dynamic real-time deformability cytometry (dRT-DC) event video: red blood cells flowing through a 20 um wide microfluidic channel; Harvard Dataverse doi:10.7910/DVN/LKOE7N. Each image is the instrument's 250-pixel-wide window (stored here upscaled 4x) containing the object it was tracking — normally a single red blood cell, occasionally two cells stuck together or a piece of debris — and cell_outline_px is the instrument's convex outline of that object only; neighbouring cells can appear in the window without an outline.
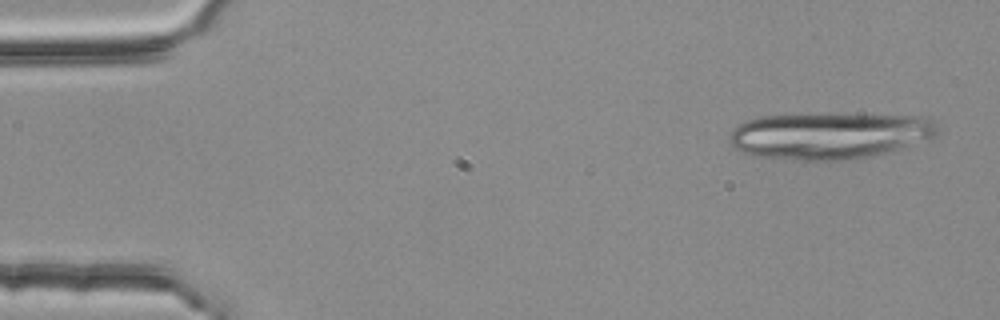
{"species": "common noctule bat (a hibernating species)", "species_latin": "Nyctalus noctula", "temperature_condition": "room temperature", "stored_images_in_passage": 4, "camera_frame_rate_fps": 3000, "um_per_image_px": 0.085, "animal": {"sex": "female", "body_mass_g": 25.1}, "frame": {"image": 1, "passage_image": 1, "time_ms": 0.0, "image_size_px": [1000, 320], "cell_outline_px": [[940, 132], [936, 136], [884, 152], [848, 160], [804, 160], [760, 156], [744, 152], [736, 148], [728, 140], [728, 136], [732, 128], [748, 120], [760, 116], [924, 116], [936, 120], [940, 128]], "centroid_in_image_um": [70.51, 11.54], "position_along_channel_um": 14.5, "area_um2": 54.79}}